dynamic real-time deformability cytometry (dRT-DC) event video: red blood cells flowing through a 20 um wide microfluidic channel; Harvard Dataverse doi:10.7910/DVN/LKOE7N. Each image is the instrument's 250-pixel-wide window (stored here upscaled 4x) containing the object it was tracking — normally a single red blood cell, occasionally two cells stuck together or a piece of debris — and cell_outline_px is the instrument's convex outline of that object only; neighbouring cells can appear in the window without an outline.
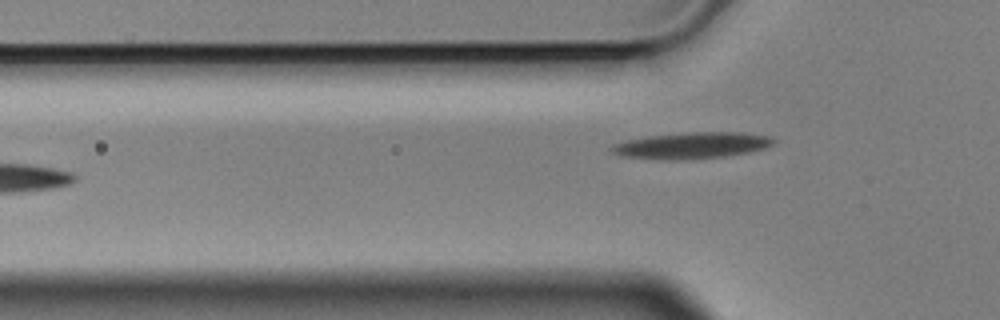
{"species": "Egyptian fruit bat (a non-hibernating species)", "species_latin": "Rousettus aegyptiacus", "temperature_condition": "cold", "stored_images_in_passage": 7, "camera_frame_rate_fps": 3000, "um_per_image_px": 0.085, "animal": {"sex": "male"}, "frame": {"image": 1, "passage_image": 7, "time_ms": 2.0, "image_size_px": [1000, 320], "cell_outline_px": [[776, 140], [772, 144], [764, 148], [748, 152], [724, 156], [676, 160], [664, 160], [620, 156], [612, 152], [608, 148], [612, 144], [644, 136], [684, 132], [740, 132], [772, 136]], "centroid_in_image_um": [58.75, 12.35], "position_along_channel_um": 67.0, "area_um2": 25.03}}